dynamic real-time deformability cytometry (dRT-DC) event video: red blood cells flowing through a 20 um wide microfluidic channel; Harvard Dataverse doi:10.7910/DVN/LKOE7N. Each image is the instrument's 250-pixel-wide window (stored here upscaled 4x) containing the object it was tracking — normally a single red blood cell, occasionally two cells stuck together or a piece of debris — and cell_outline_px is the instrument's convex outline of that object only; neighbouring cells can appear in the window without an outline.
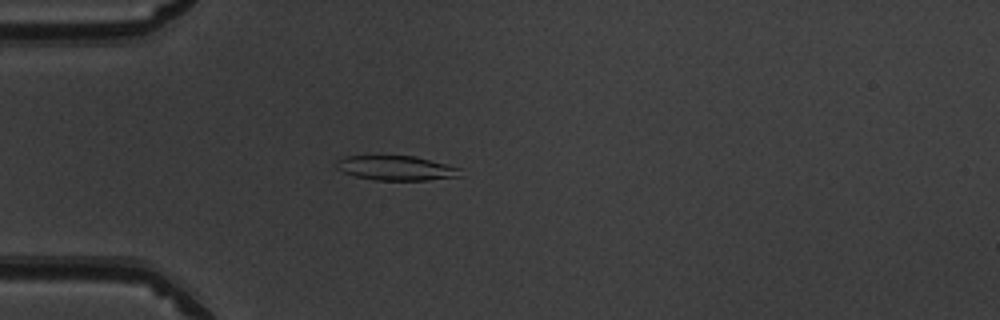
{"species": "common noctule bat (a hibernating species)", "species_latin": "Nyctalus noctula", "temperature_condition": "warm", "stored_images_in_passage": 51, "camera_frame_rate_fps": 3000, "um_per_image_px": 0.085, "animal": {"sex": "male", "body_mass_g": 19.5, "forearm_length_mm": 54.6}, "frame": {"image": 1, "passage_image": 15, "time_ms": 4.667, "image_size_px": [1000, 320], "cell_outline_px": [[464, 176], [428, 180], [376, 180], [356, 176], [344, 172], [336, 168], [336, 160], [344, 156], [416, 156], [460, 168]], "centroid_in_image_um": [33.7, 14.28], "position_along_channel_um": 51.3, "area_um2": 17.8}}
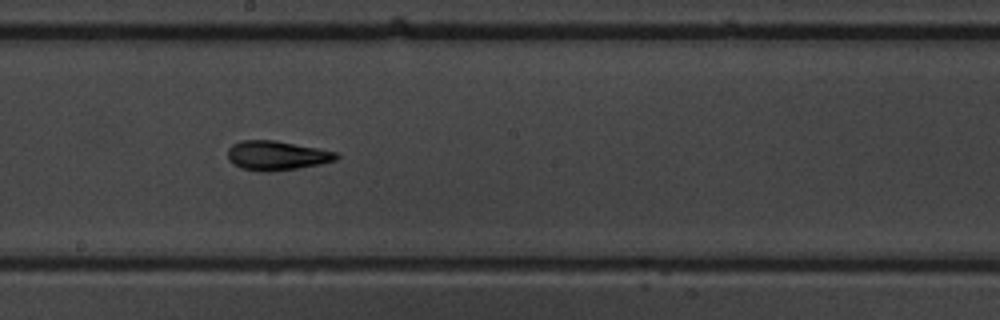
{"frame": {"image": 2, "passage_image": 29, "time_ms": 9.333, "image_size_px": [1000, 320], "cell_outline_px": [[340, 156], [336, 160], [320, 164], [296, 168], [268, 172], [260, 172], [240, 168], [232, 164], [228, 160], [228, 148], [232, 144], [240, 140], [276, 140], [336, 152]], "centroid_in_image_um": [23.47, 13.22], "position_along_channel_um": 224.7, "area_um2": 18.67}}
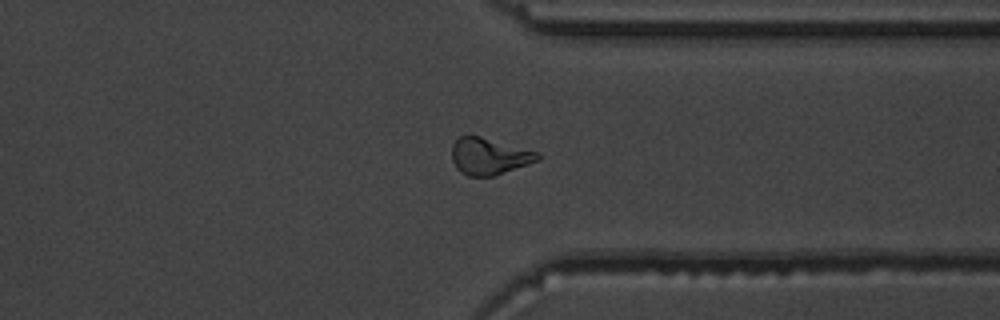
{"frame": {"image": 3, "passage_image": 40, "time_ms": 13.0, "image_size_px": [1000, 320], "cell_outline_px": [[540, 160], [496, 176], [468, 176], [460, 172], [456, 168], [452, 160], [452, 144], [460, 136], [468, 132], [540, 152]], "centroid_in_image_um": [41.58, 13.25], "position_along_channel_um": 369.8, "area_um2": 19.02}, "authors_computed_cell_mechanics": {"area_um2": 18.2648, "velocity_mm_per_s": 3.9807, "shape_relaxation_time_tau1_ms": 6.2572, "shape_relaxation_time_tau2_ms": 2.7146, "deformation_change_tau1": 0.2204, "deformation_change_tau2": 0.0934}}